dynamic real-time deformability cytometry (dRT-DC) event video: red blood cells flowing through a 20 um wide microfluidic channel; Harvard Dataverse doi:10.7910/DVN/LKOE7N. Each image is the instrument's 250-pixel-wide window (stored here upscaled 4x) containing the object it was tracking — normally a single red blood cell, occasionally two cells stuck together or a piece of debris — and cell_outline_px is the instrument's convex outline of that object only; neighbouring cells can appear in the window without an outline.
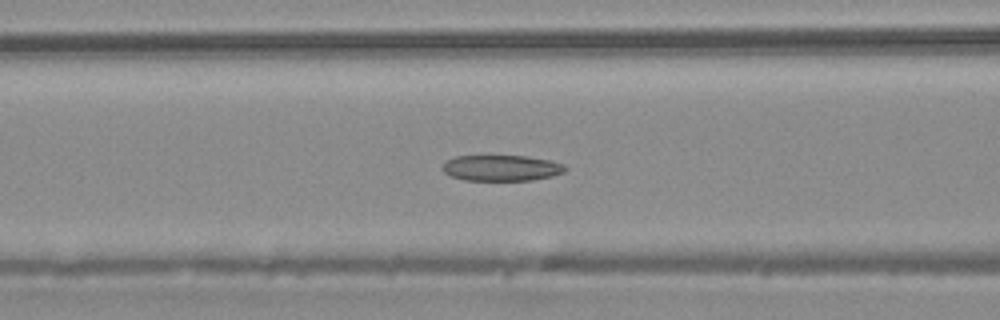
{"species": "common noctule bat (a hibernating species)", "species_latin": "Nyctalus noctula", "temperature_condition": "warm", "stored_images_in_passage": 37, "camera_frame_rate_fps": 3000, "um_per_image_px": 0.085, "animal": {"sex": "male", "body_mass_g": 20.4}, "frame": {"image": 1, "passage_image": 9, "time_ms": 2.667, "image_size_px": [1000, 320], "cell_outline_px": [[568, 168], [564, 172], [552, 176], [532, 180], [464, 180], [452, 176], [444, 172], [440, 168], [448, 160], [456, 156], [528, 156], [548, 160], [564, 164]], "centroid_in_image_um": [42.64, 14.28], "position_along_channel_um": 124.0, "area_um2": 18.44}}
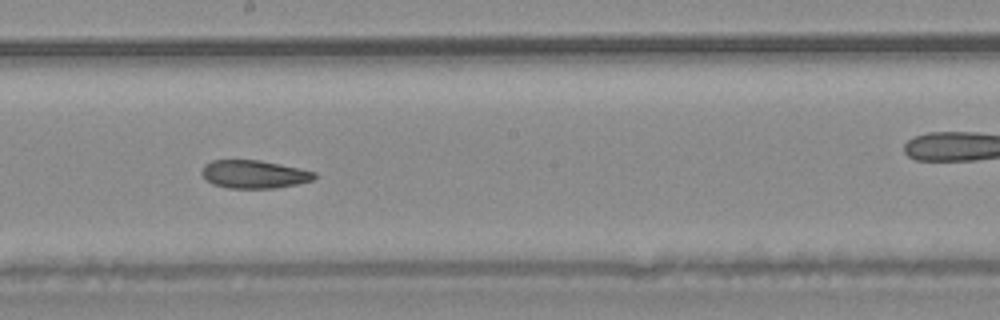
{"frame": {"image": 2, "passage_image": 16, "time_ms": 5.0, "image_size_px": [1000, 320], "cell_outline_px": [[316, 176], [312, 180], [296, 184], [276, 188], [228, 188], [212, 184], [200, 172], [204, 164], [212, 160], [260, 160], [300, 168], [316, 172]], "centroid_in_image_um": [21.58, 14.8], "position_along_channel_um": 226.6, "area_um2": 18.44}}
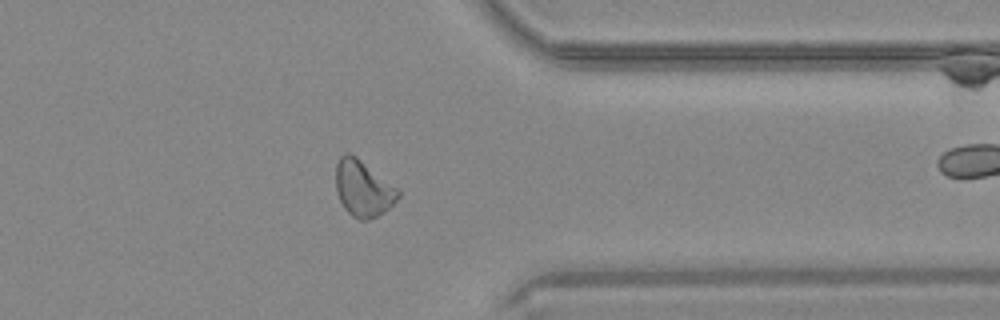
{"frame": {"image": 3, "passage_image": 27, "time_ms": 8.667, "image_size_px": [1000, 320], "cell_outline_px": [[400, 196], [384, 212], [368, 220], [360, 220], [352, 216], [344, 208], [336, 192], [336, 164], [340, 156], [344, 152], [352, 152], [396, 188], [400, 192]], "centroid_in_image_um": [30.83, 16.0], "position_along_channel_um": 380.6, "area_um2": 20.29}}